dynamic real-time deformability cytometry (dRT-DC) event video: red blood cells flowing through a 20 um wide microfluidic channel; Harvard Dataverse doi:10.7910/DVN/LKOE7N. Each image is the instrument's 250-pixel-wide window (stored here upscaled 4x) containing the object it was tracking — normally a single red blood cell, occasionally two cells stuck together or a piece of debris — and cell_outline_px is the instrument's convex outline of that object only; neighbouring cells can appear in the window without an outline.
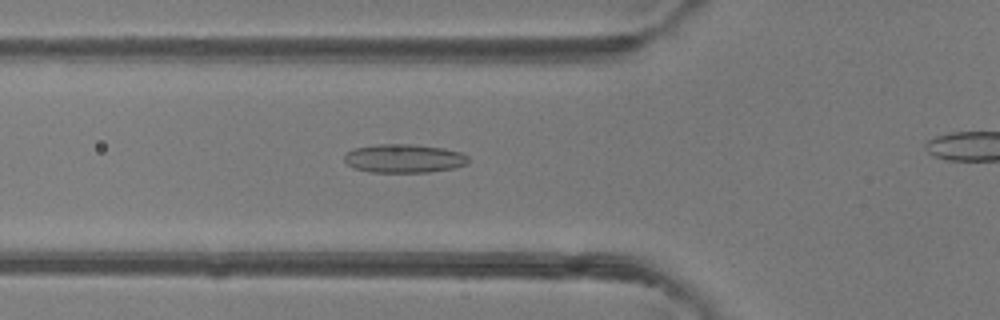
{"species": "common noctule bat (a hibernating species)", "species_latin": "Nyctalus noctula", "temperature_condition": "room temperature", "stored_images_in_passage": 28, "camera_frame_rate_fps": 3000, "um_per_image_px": 0.085, "animal": {"sex": "female"}, "frame": {"image": 1, "passage_image": 5, "time_ms": 1.333, "image_size_px": [1000, 320], "cell_outline_px": [[468, 164], [456, 168], [428, 172], [372, 172], [356, 168], [348, 164], [344, 160], [344, 156], [348, 152], [356, 148], [376, 144], [412, 144], [444, 148], [460, 152], [468, 156]], "centroid_in_image_um": [34.39, 13.47], "position_along_channel_um": 91.4, "area_um2": 20.63}}
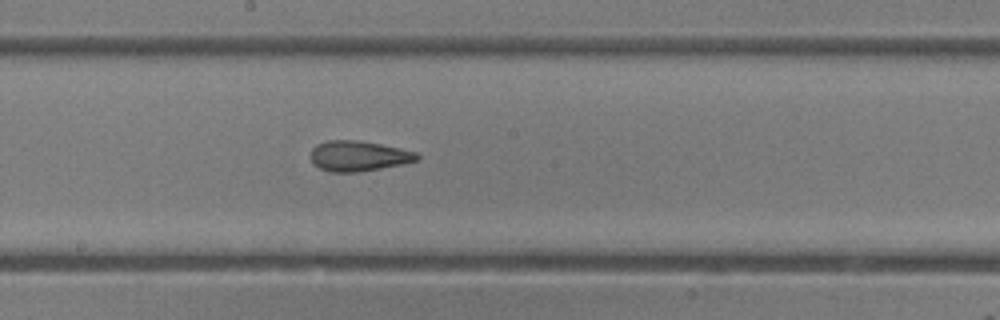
{"frame": {"image": 2, "passage_image": 14, "time_ms": 4.333, "image_size_px": [1000, 320], "cell_outline_px": [[420, 156], [416, 160], [400, 164], [380, 168], [356, 172], [328, 172], [312, 164], [308, 156], [312, 148], [316, 144], [328, 140], [356, 140], [380, 144], [400, 148], [416, 152]], "centroid_in_image_um": [30.38, 13.25], "position_along_channel_um": 217.8, "area_um2": 18.84}}
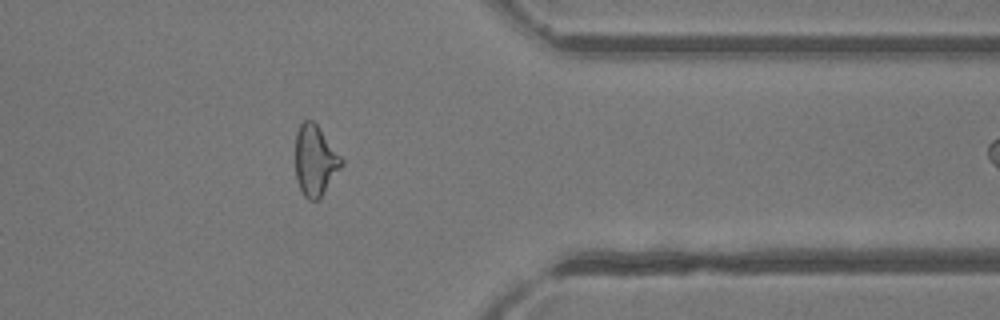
{"frame": {"image": 3, "passage_image": 27, "time_ms": 8.667, "image_size_px": [1000, 320], "cell_outline_px": [[344, 164], [320, 200], [308, 200], [304, 196], [296, 180], [296, 132], [300, 124], [304, 120], [312, 120], [316, 124], [344, 160]], "centroid_in_image_um": [26.8, 13.68], "position_along_channel_um": 384.6, "area_um2": 19.07}}